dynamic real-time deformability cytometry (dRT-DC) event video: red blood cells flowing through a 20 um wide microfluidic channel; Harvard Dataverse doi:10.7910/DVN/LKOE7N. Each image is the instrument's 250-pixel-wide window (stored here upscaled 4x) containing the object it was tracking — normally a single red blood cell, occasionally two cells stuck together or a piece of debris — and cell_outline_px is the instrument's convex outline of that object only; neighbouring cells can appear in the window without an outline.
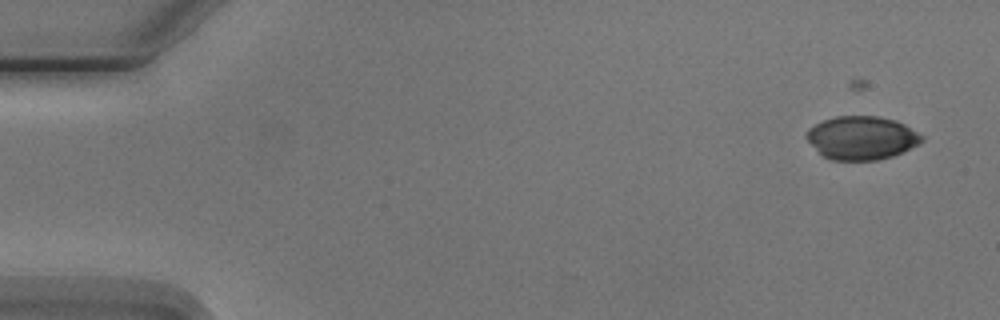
{"species": "Egyptian fruit bat (a non-hibernating species)", "species_latin": "Rousettus aegyptiacus", "temperature_condition": "cold", "stored_images_in_passage": 4, "camera_frame_rate_fps": 3000, "um_per_image_px": 0.085, "animal": {"sex": "male"}, "frame": {"image": 1, "passage_image": 1, "time_ms": 0.0, "image_size_px": [1000, 320], "cell_outline_px": [[924, 140], [920, 144], [892, 156], [876, 160], [832, 160], [824, 156], [804, 136], [808, 128], [824, 120], [836, 116], [876, 116], [896, 120], [904, 124], [924, 136]], "centroid_in_image_um": [73.26, 11.71], "position_along_channel_um": 11.7, "area_um2": 29.02}}